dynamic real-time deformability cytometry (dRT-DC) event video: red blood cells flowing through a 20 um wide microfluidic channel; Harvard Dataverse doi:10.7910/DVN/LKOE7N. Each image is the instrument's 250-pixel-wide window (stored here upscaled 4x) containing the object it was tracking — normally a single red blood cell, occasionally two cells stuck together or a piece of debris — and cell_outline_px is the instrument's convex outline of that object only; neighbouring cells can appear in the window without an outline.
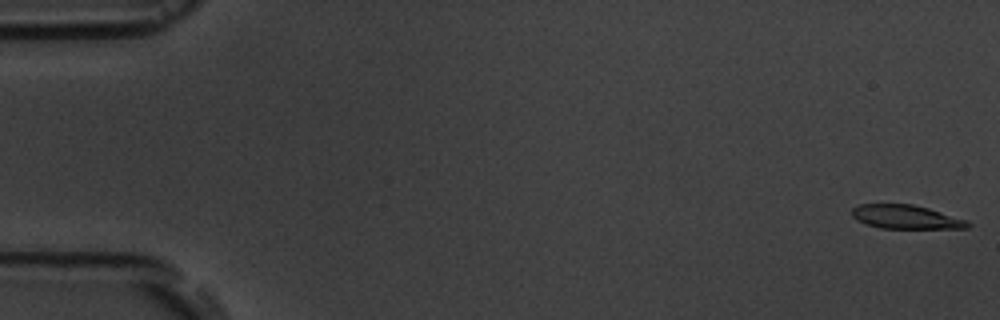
{"species": "common noctule bat (a hibernating species)", "species_latin": "Nyctalus noctula", "temperature_condition": "room temperature", "stored_images_in_passage": 11, "camera_frame_rate_fps": 3000, "um_per_image_px": 0.085, "animal": {"sex": "male", "body_mass_g": 19.5, "forearm_length_mm": 54.6}, "frame": {"image": 1, "passage_image": 1, "time_ms": 0.0, "image_size_px": [1000, 320], "cell_outline_px": [[972, 224], [968, 228], [880, 228], [856, 220], [852, 216], [852, 208], [860, 204], [912, 204], [928, 208], [968, 220]], "centroid_in_image_um": [77.02, 18.44], "position_along_channel_um": 8.0, "area_um2": 16.01}}
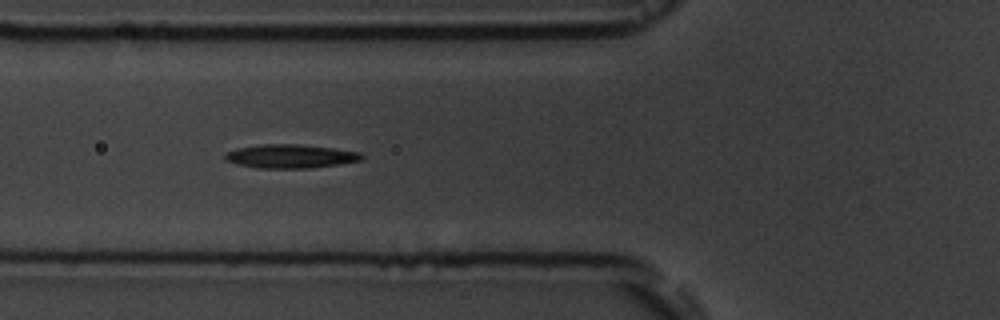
{"frame": {"image": 2, "passage_image": 7, "time_ms": 6.667, "image_size_px": [1000, 320], "cell_outline_px": [[364, 160], [340, 164], [308, 168], [256, 168], [236, 164], [224, 160], [224, 156], [228, 152], [236, 148], [260, 144], [296, 144], [332, 148], [360, 152], [364, 156]], "centroid_in_image_um": [24.68, 13.28], "position_along_channel_um": 101.1, "area_um2": 18.96}}
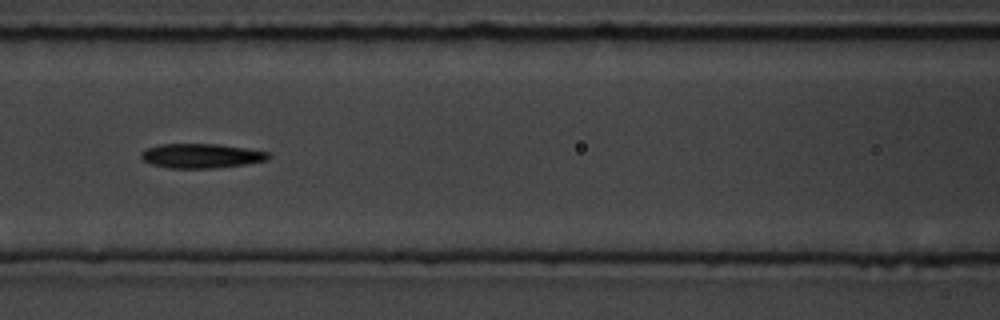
{"frame": {"image": 3, "passage_image": 8, "time_ms": 8.0, "image_size_px": [1000, 320], "cell_outline_px": [[272, 156], [268, 160], [244, 164], [216, 168], [168, 168], [152, 164], [144, 160], [140, 156], [140, 152], [148, 148], [160, 144], [220, 144], [268, 152]], "centroid_in_image_um": [17.11, 13.24], "position_along_channel_um": 149.5, "area_um2": 18.09}}